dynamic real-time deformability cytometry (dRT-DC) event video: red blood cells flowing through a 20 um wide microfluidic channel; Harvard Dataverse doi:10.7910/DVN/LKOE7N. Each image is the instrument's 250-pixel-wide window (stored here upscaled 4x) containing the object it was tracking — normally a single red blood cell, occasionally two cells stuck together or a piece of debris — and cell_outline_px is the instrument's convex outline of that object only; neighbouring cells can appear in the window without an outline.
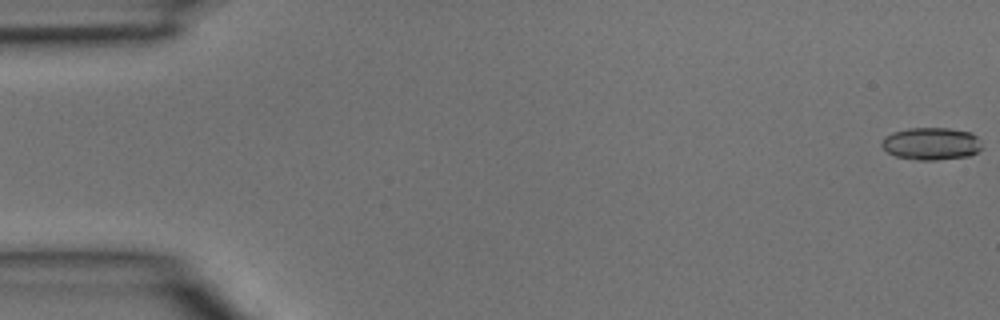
{"species": "common noctule bat (a hibernating species)", "species_latin": "Nyctalus noctula", "temperature_condition": "room temperature", "stored_images_in_passage": 5, "segment_of_instrument_passage": [1, 2], "camera_frame_rate_fps": 3000, "um_per_image_px": 0.085, "animal": {"sex": "male", "body_mass_g": 15.6}, "frame": {"image": 1, "passage_image": 1, "time_ms": 0.0, "image_size_px": [1000, 320], "cell_outline_px": [[980, 148], [976, 152], [968, 156], [936, 160], [920, 160], [896, 156], [888, 152], [880, 144], [880, 140], [884, 136], [892, 132], [908, 128], [948, 128], [972, 132], [980, 140]], "centroid_in_image_um": [79.12, 12.2], "position_along_channel_um": 5.9, "area_um2": 18.96}}